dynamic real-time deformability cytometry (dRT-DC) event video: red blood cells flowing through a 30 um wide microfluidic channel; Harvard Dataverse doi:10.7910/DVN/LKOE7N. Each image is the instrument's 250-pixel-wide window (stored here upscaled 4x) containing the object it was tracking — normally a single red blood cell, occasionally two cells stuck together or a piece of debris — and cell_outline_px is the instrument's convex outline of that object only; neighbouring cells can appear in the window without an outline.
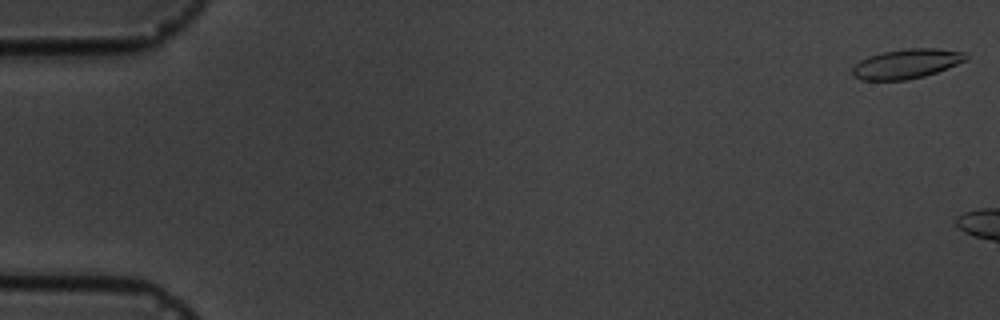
{"species": "common noctule bat (a hibernating species)", "species_latin": "Nyctalus noctula", "temperature_condition": "cold", "stored_images_in_passage": 3, "camera_frame_rate_fps": 3000, "um_per_image_px": 0.085, "animal": {"sex": "male", "body_mass_g": 19.5, "forearm_length_mm": 54.6}, "frame": {"image": 1, "passage_image": 1, "time_ms": 0.0, "image_size_px": [1000, 320], "cell_outline_px": [[968, 60], [948, 68], [924, 76], [908, 80], [860, 80], [852, 76], [852, 68], [860, 60], [868, 56], [884, 52], [908, 48], [936, 48], [968, 52]], "centroid_in_image_um": [77.08, 5.42], "position_along_channel_um": 7.9, "area_um2": 19.77}}